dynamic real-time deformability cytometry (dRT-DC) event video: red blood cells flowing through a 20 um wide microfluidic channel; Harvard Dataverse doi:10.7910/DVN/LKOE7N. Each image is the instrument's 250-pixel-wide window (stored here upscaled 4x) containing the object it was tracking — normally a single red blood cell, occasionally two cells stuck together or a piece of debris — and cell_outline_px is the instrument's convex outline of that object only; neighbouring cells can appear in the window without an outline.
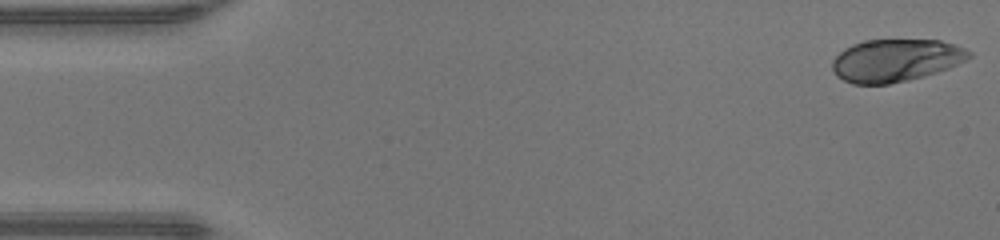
{"species": "human", "species_latin": "Homo sapiens", "temperature_condition": "warm", "stored_images_in_passage": 47, "camera_frame_rate_fps": 3000, "um_per_image_px": 0.085, "donor": {"sex": "male"}, "frame": {"image": 1, "passage_image": 1, "time_ms": 0.0, "image_size_px": [1000, 240], "cell_outline_px": [[972, 56], [968, 60], [948, 68], [924, 76], [908, 80], [888, 84], [852, 84], [836, 76], [832, 68], [832, 60], [844, 48], [852, 44], [864, 40], [940, 40], [956, 44], [972, 52]], "centroid_in_image_um": [76.14, 5.12], "position_along_channel_um": 8.9, "area_um2": 34.1}}
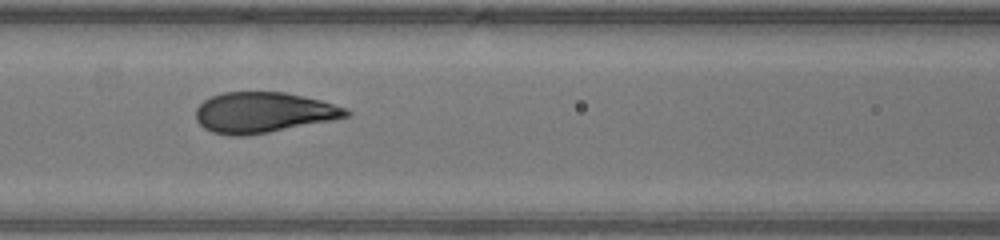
{"frame": {"image": 2, "passage_image": 20, "time_ms": 6.333, "image_size_px": [1000, 240], "cell_outline_px": [[352, 116], [332, 120], [268, 132], [244, 136], [232, 136], [212, 132], [204, 128], [196, 120], [196, 108], [204, 100], [212, 96], [224, 92], [284, 92], [320, 100], [348, 108], [352, 112]], "centroid_in_image_um": [22.4, 9.56], "position_along_channel_um": 144.2, "area_um2": 35.49}}
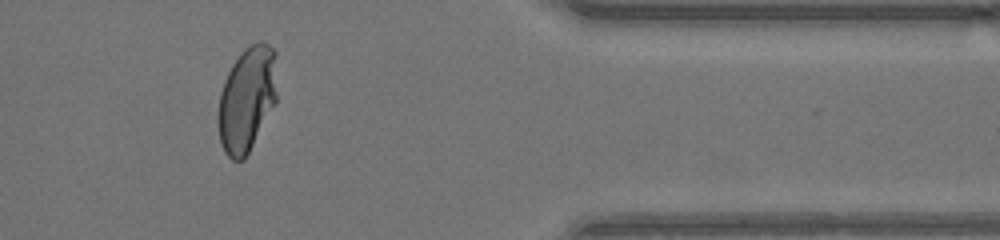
{"frame": {"image": 3, "passage_image": 39, "time_ms": 12.667, "image_size_px": [1000, 240], "cell_outline_px": [[276, 104], [244, 160], [232, 160], [224, 152], [220, 140], [220, 92], [224, 80], [232, 64], [240, 52], [244, 48], [260, 40], [268, 44], [276, 52]], "centroid_in_image_um": [21.02, 8.39], "position_along_channel_um": 390.4, "area_um2": 35.89}, "authors_computed_cell_mechanics": {"area_um2": 35.6626, "velocity_mm_per_s": 4.3081, "shape_relaxation_time_tau1_ms": 4.2685, "shape_relaxation_time_tau2_ms": null, "deformation_change_tau1": 0.2199, "deformation_change_tau2": null}}